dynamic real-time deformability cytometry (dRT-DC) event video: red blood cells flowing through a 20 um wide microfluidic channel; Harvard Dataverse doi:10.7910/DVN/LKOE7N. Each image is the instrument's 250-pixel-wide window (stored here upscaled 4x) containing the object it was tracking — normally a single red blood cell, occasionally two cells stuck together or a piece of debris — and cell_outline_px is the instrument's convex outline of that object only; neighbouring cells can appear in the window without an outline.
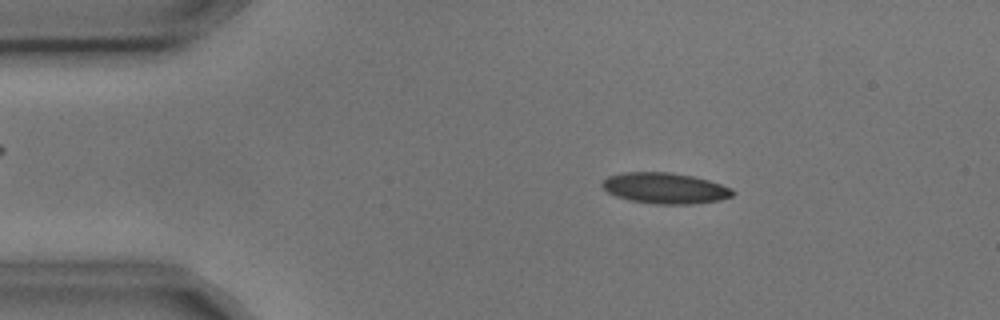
{"species": "common noctule bat (a hibernating species)", "species_latin": "Nyctalus noctula", "temperature_condition": "cold", "stored_images_in_passage": 2, "camera_frame_rate_fps": 3000, "um_per_image_px": 0.085, "animal": {"sex": "male", "body_mass_g": 17.9, "forearm_length_mm": 54.2}, "frame": {"image": 1, "passage_image": 1, "time_ms": 0.0, "image_size_px": [1000, 320], "cell_outline_px": [[736, 192], [732, 196], [720, 200], [692, 204], [656, 204], [632, 200], [616, 196], [608, 192], [600, 184], [608, 176], [624, 172], [672, 172], [692, 176], [708, 180], [732, 188]], "centroid_in_image_um": [56.55, 15.99], "position_along_channel_um": 28.5, "area_um2": 23.41}}